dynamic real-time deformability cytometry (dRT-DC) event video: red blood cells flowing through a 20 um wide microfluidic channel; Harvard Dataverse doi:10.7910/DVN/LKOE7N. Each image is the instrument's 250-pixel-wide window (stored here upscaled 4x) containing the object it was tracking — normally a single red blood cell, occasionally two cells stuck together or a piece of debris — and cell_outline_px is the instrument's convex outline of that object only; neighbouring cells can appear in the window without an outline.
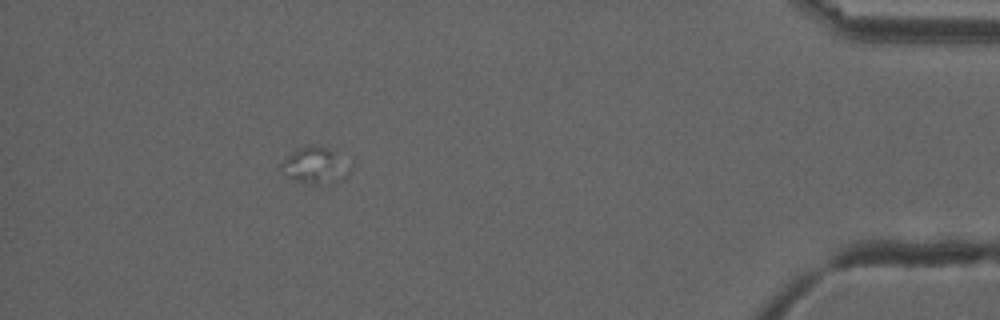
{"species": "common noctule bat (a hibernating species)", "species_latin": "Nyctalus noctula", "temperature_condition": "cold", "stored_images_in_passage": 40, "camera_frame_rate_fps": 3000, "um_per_image_px": 0.085, "animal": {"sex": "male", "forearm_length_mm": 52.5}, "frame": {"image": 1, "passage_image": 35, "time_ms": 11.333, "image_size_px": [1000, 320], "cell_outline_px": [[352, 168], [348, 176], [344, 180], [332, 184], [304, 184], [284, 176], [280, 164], [296, 148], [324, 148], [332, 152], [352, 164]], "centroid_in_image_um": [26.82, 14.16], "position_along_channel_um": 408.4, "area_um2": 14.57}}